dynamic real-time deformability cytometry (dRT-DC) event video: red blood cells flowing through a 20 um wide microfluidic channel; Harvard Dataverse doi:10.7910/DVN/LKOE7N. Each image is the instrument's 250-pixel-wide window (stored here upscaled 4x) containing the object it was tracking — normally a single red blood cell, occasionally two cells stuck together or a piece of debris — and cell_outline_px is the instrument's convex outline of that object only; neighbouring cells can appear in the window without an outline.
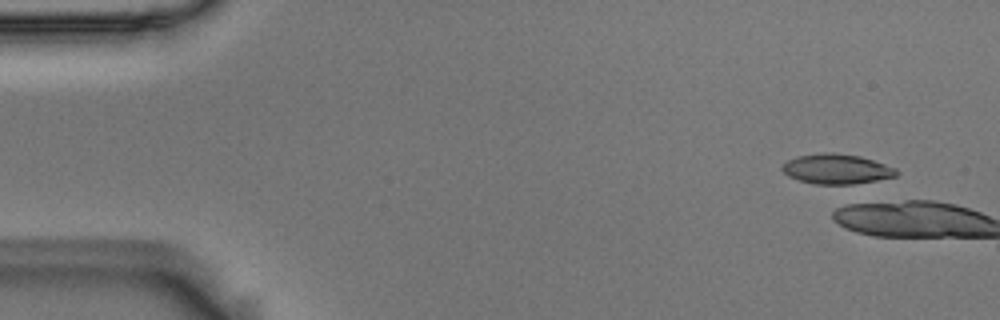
{"species": "Egyptian fruit bat (a non-hibernating species)", "species_latin": "Rousettus aegyptiacus", "temperature_condition": "room temperature", "stored_images_in_passage": 7, "camera_frame_rate_fps": 3000, "um_per_image_px": 0.085, "animal": {"sex": "male"}, "frame": {"image": 1, "passage_image": 1, "time_ms": 0.0, "image_size_px": [1000, 320], "cell_outline_px": [[900, 172], [896, 176], [876, 180], [852, 184], [816, 184], [800, 180], [788, 176], [780, 168], [788, 160], [796, 156], [824, 152], [832, 152], [860, 156], [896, 168]], "centroid_in_image_um": [71.11, 14.36], "position_along_channel_um": 13.9, "area_um2": 19.83}}
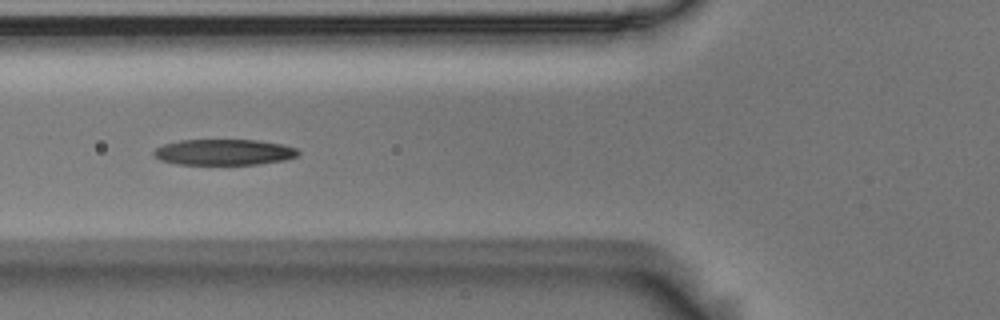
{"frame": {"image": 2, "passage_image": 7, "time_ms": 2.0, "image_size_px": [1000, 320], "cell_outline_px": [[300, 152], [296, 156], [284, 160], [256, 164], [176, 164], [160, 160], [152, 152], [156, 148], [164, 144], [180, 140], [260, 140], [284, 144], [296, 148]], "centroid_in_image_um": [19.04, 12.92], "position_along_channel_um": 106.8, "area_um2": 21.73}}